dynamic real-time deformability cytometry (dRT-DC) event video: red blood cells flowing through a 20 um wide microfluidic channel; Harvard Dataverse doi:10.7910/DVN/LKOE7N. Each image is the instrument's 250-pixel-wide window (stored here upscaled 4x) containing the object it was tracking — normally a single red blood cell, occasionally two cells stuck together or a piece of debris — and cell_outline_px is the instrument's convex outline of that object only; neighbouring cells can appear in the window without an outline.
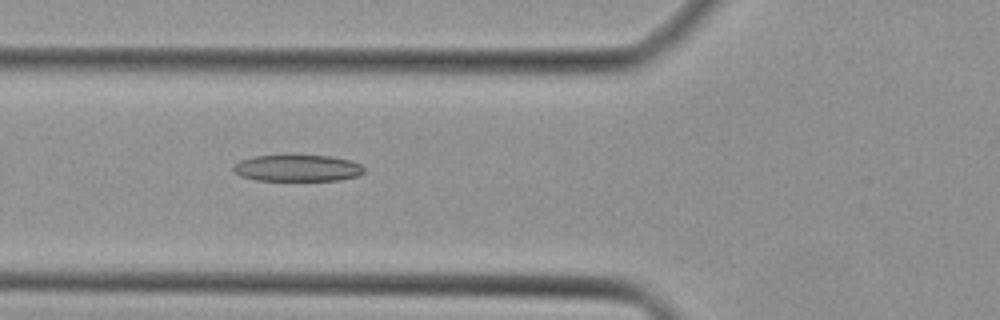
{"species": "Egyptian fruit bat (a non-hibernating species)", "species_latin": "Rousettus aegyptiacus", "temperature_condition": "cold", "stored_images_in_passage": 42, "camera_frame_rate_fps": 3000, "um_per_image_px": 0.085, "animal": {"sex": "female"}, "frame": {"image": 1, "passage_image": 16, "time_ms": 5.0, "image_size_px": [1000, 320], "cell_outline_px": [[364, 172], [356, 176], [340, 180], [256, 180], [240, 176], [232, 168], [240, 160], [252, 156], [284, 152], [332, 156], [348, 160], [360, 164], [364, 168]], "centroid_in_image_um": [25.24, 14.23], "position_along_channel_um": 100.6, "area_um2": 21.1}}
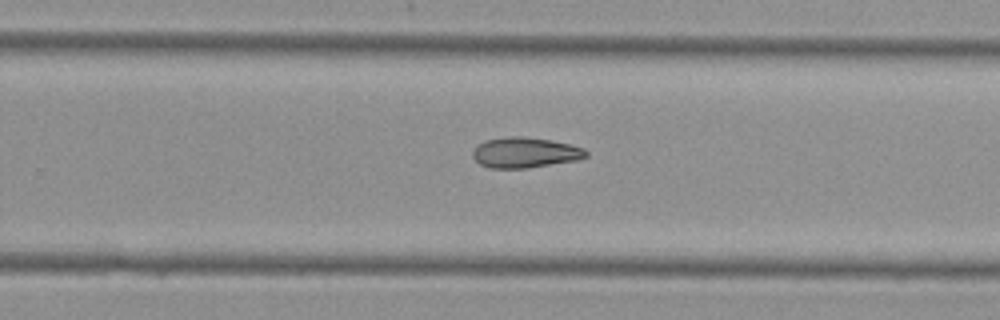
{"frame": {"image": 2, "passage_image": 28, "time_ms": 9.0, "image_size_px": [1000, 320], "cell_outline_px": [[588, 156], [580, 160], [528, 168], [488, 168], [480, 164], [472, 156], [472, 152], [476, 144], [484, 140], [508, 136], [524, 136], [552, 140], [584, 148], [588, 152]], "centroid_in_image_um": [44.62, 12.96], "position_along_channel_um": 285.2, "area_um2": 20.46}}
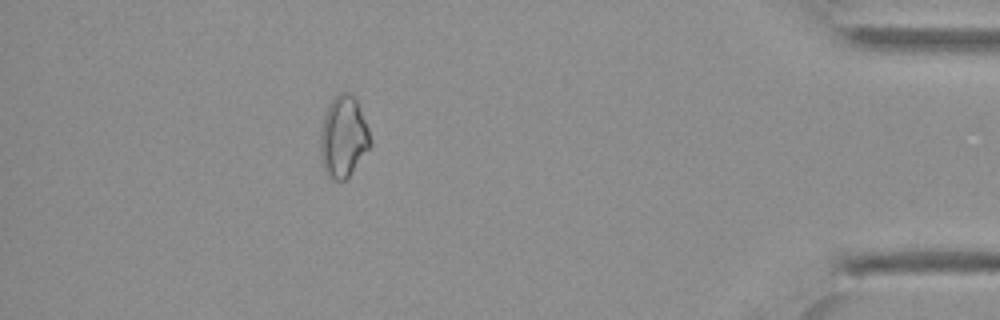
{"frame": {"image": 3, "passage_image": 39, "time_ms": 12.667, "image_size_px": [1000, 320], "cell_outline_px": [[372, 148], [348, 176], [344, 180], [332, 180], [324, 172], [320, 156], [320, 132], [324, 116], [328, 104], [340, 92], [348, 92], [356, 100], [368, 128], [372, 140]], "centroid_in_image_um": [29.19, 11.67], "position_along_channel_um": 406.0, "area_um2": 23.87}}